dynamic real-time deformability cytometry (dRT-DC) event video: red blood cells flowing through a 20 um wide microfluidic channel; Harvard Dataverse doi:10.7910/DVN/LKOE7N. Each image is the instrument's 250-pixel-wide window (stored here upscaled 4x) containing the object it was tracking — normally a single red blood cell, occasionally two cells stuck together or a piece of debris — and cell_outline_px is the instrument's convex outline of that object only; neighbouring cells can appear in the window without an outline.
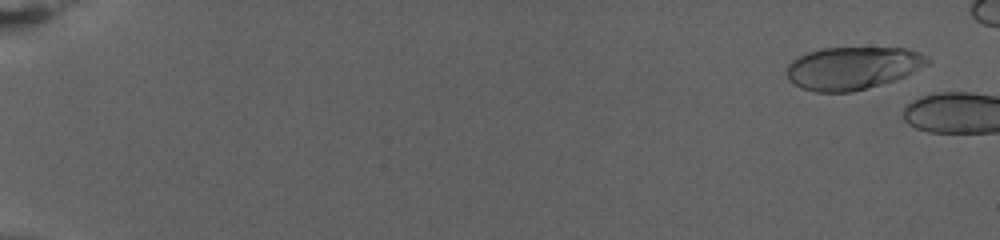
{"species": "human", "species_latin": "Homo sapiens", "temperature_condition": "warm", "stored_images_in_passage": 5, "camera_frame_rate_fps": 3000, "um_per_image_px": 0.085, "donor": {"sex": "female"}, "frame": {"image": 1, "passage_image": 2, "time_ms": 0.333, "image_size_px": [1000, 240], "cell_outline_px": [[932, 60], [928, 64], [904, 76], [880, 84], [852, 92], [816, 92], [800, 88], [788, 80], [788, 64], [792, 60], [808, 52], [824, 48], [904, 48], [920, 52], [928, 56]], "centroid_in_image_um": [72.47, 5.78], "position_along_channel_um": 12.5, "area_um2": 34.85}}